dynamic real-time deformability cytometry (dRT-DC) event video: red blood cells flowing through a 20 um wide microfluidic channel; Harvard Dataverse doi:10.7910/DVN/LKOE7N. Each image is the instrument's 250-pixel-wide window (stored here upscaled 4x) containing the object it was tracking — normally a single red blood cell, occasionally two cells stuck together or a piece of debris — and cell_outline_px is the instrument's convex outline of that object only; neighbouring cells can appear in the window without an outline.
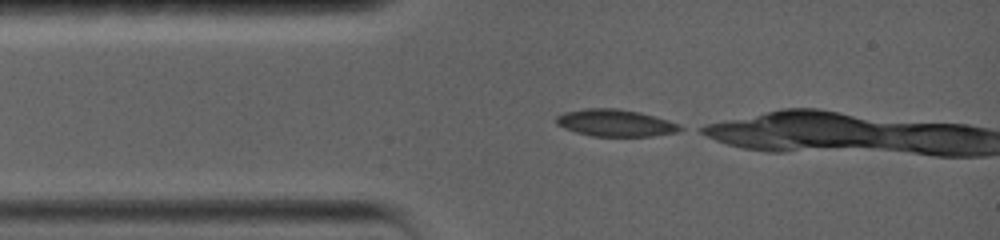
{"species": "common noctule bat (a hibernating species)", "species_latin": "Nyctalus noctula", "temperature_condition": "warm", "stored_images_in_passage": 9, "camera_frame_rate_fps": 5000, "um_per_image_px": 0.085, "animal": {"sex": "female", "body_mass_g": 19.0, "forearm_length_mm": 56.7}, "frame": {"image": 1, "passage_image": 1, "time_ms": 0.0, "image_size_px": [1000, 240], "cell_outline_px": [[684, 128], [676, 132], [652, 136], [592, 136], [576, 132], [564, 128], [556, 124], [556, 116], [564, 112], [584, 108], [616, 108], [640, 112], [668, 120], [680, 124]], "centroid_in_image_um": [52.29, 10.44], "position_along_channel_um": 32.7, "area_um2": 19.54}}
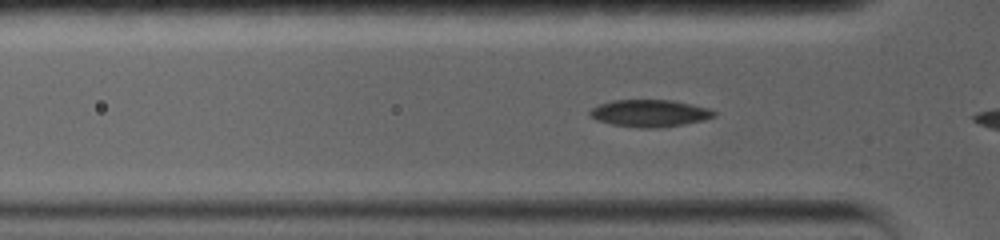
{"frame": {"image": 2, "passage_image": 6, "time_ms": 1.4, "image_size_px": [1000, 240], "cell_outline_px": [[716, 116], [704, 120], [684, 124], [656, 128], [640, 128], [612, 124], [596, 120], [588, 112], [592, 108], [600, 104], [612, 100], [672, 100], [708, 108], [716, 112]], "centroid_in_image_um": [55.23, 9.63], "position_along_channel_um": 70.6, "area_um2": 19.54}}